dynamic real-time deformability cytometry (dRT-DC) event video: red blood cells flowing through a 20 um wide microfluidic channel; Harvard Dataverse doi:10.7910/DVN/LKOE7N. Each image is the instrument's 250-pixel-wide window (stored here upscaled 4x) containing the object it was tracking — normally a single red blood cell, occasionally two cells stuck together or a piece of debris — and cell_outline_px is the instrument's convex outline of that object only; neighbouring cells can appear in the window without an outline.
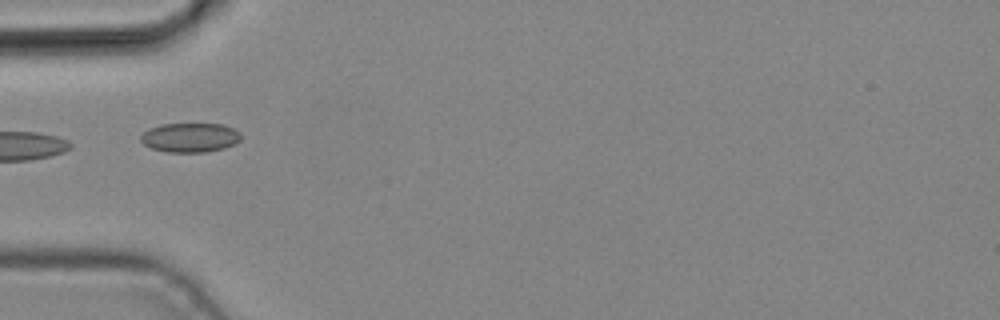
{"species": "common noctule bat (a hibernating species)", "species_latin": "Nyctalus noctula", "temperature_condition": "cold", "stored_images_in_passage": 5, "camera_frame_rate_fps": 3000, "um_per_image_px": 0.085, "animal": {"sex": "male", "body_mass_g": 19.2, "forearm_length_mm": 51.8}, "frame": {"image": 1, "passage_image": 5, "time_ms": 1.333, "image_size_px": [1000, 320], "cell_outline_px": [[240, 140], [224, 148], [204, 152], [168, 152], [152, 148], [144, 144], [140, 140], [140, 136], [148, 128], [160, 124], [224, 124], [240, 132]], "centroid_in_image_um": [16.13, 11.68], "position_along_channel_um": 68.9, "area_um2": 17.05}}